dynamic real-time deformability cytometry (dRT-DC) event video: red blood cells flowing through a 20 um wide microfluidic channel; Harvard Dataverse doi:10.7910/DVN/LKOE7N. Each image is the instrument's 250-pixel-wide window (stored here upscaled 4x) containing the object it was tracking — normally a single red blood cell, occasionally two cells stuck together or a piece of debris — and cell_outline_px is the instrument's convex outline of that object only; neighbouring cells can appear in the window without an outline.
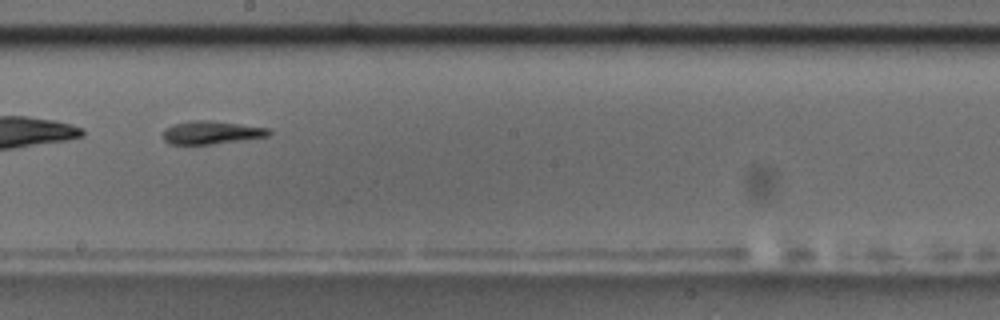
{"species": "common noctule bat (a hibernating species)", "species_latin": "Nyctalus noctula", "temperature_condition": "room temperature", "stored_images_in_passage": 16, "camera_frame_rate_fps": 3000, "um_per_image_px": 0.085, "animal": {"sex": "male", "body_mass_g": 17.5, "forearm_length_mm": 52.3}, "frame": {"image": 1, "passage_image": 10, "time_ms": 10.0, "image_size_px": [1000, 320], "cell_outline_px": [[272, 132], [268, 136], [244, 140], [212, 144], [168, 144], [160, 136], [164, 128], [172, 124], [192, 120], [212, 120], [268, 128]], "centroid_in_image_um": [17.91, 11.26], "position_along_channel_um": 230.3, "area_um2": 14.51}, "authors_computed_cell_mechanics": {"area_um2": 14.9991, "velocity_mm_per_s": 3.5352, "shape_relaxation_time_tau1_ms": null, "shape_relaxation_time_tau2_ms": 6.4271, "deformation_change_tau1": null, "deformation_change_tau2": 0.1817}}